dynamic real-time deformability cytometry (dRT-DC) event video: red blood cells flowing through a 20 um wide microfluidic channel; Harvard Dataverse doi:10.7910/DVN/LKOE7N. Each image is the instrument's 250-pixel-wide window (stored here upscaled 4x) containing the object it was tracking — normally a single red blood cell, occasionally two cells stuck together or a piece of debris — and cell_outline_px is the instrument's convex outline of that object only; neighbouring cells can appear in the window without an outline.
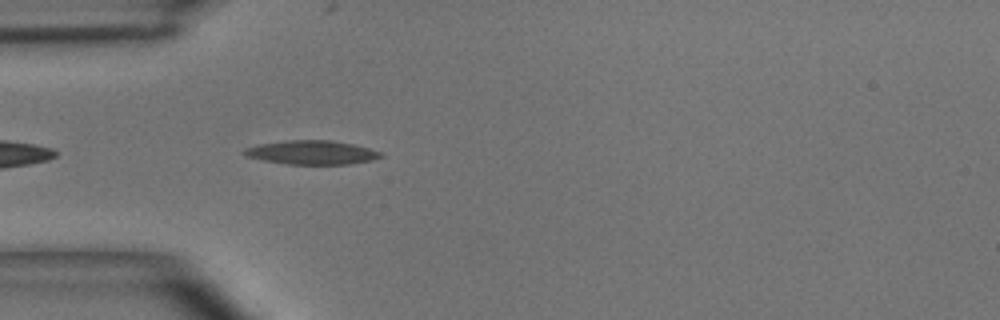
{"species": "common noctule bat (a hibernating species)", "species_latin": "Nyctalus noctula", "temperature_condition": "room temperature", "stored_images_in_passage": 9, "camera_frame_rate_fps": 3000, "um_per_image_px": 0.085, "animal": {"sex": "male", "body_mass_g": 15.6}, "frame": {"image": 1, "passage_image": 3, "time_ms": 0.667, "image_size_px": [1000, 320], "cell_outline_px": [[384, 156], [372, 160], [348, 164], [288, 164], [264, 160], [248, 156], [240, 152], [244, 148], [260, 144], [288, 140], [332, 140], [352, 144], [368, 148], [380, 152]], "centroid_in_image_um": [26.49, 12.95], "position_along_channel_um": 58.5, "area_um2": 18.84}}